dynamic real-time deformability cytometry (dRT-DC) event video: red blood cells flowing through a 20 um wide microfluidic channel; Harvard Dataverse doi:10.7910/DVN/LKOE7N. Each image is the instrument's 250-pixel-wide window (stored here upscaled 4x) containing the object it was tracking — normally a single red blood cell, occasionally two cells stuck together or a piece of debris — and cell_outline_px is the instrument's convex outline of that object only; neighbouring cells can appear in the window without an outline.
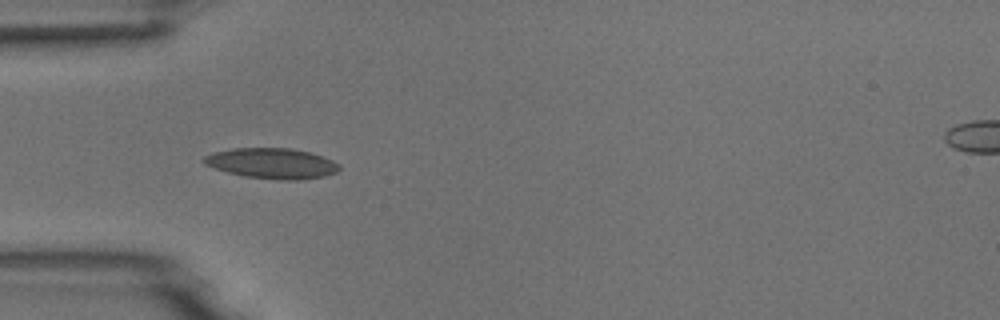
{"species": "common noctule bat (a hibernating species)", "species_latin": "Nyctalus noctula", "temperature_condition": "room temperature", "stored_images_in_passage": 6, "camera_frame_rate_fps": 3000, "um_per_image_px": 0.085, "animal": {"sex": "male", "body_mass_g": 18.8}, "frame": {"image": 1, "passage_image": 5, "time_ms": 4.667, "image_size_px": [1000, 320], "cell_outline_px": [[340, 168], [336, 172], [324, 176], [300, 180], [280, 180], [244, 176], [228, 172], [204, 164], [200, 160], [204, 156], [212, 152], [232, 148], [288, 148], [308, 152], [332, 160], [340, 164]], "centroid_in_image_um": [23.08, 13.88], "position_along_channel_um": 61.9, "area_um2": 23.99}}